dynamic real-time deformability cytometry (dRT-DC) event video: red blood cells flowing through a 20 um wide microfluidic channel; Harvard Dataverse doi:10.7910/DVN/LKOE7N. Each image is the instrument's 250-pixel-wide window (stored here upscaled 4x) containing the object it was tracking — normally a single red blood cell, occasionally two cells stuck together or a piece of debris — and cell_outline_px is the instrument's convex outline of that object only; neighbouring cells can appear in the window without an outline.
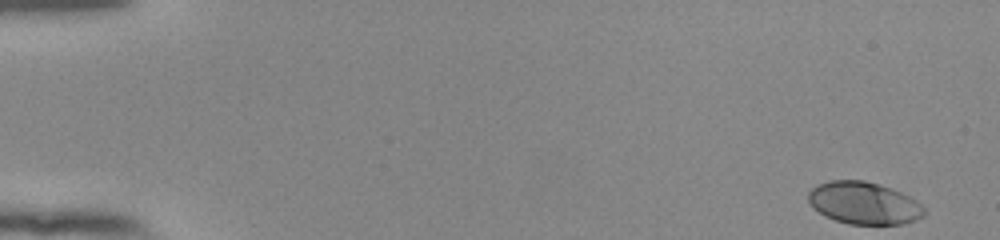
{"species": "human", "species_latin": "Homo sapiens", "temperature_condition": "room temperature", "stored_images_in_passage": 53, "camera_frame_rate_fps": 3000, "um_per_image_px": 0.085, "donor": {"sex": "female"}, "frame": {"image": 1, "passage_image": 1, "time_ms": 0.0, "image_size_px": [1000, 240], "cell_outline_px": [[928, 212], [924, 216], [916, 220], [904, 224], [848, 224], [824, 216], [812, 208], [808, 200], [808, 192], [816, 184], [828, 180], [864, 180], [880, 184], [900, 192], [908, 196], [920, 204]], "centroid_in_image_um": [73.41, 17.26], "position_along_channel_um": 11.6, "area_um2": 28.84}}
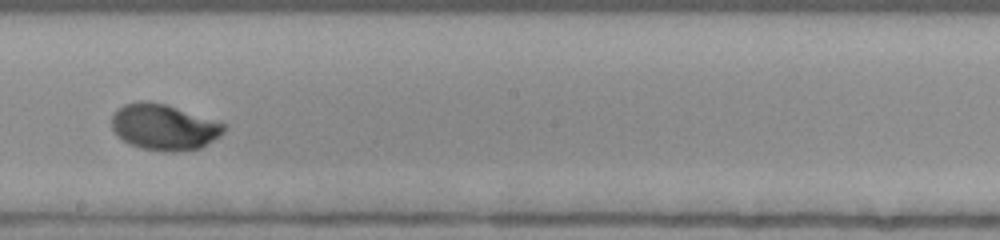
{"frame": {"image": 2, "passage_image": 31, "time_ms": 10.0, "image_size_px": [1000, 240], "cell_outline_px": [[228, 128], [220, 136], [200, 148], [172, 152], [168, 152], [144, 148], [128, 144], [116, 136], [112, 128], [112, 116], [116, 108], [124, 104], [140, 100], [148, 100], [164, 104], [228, 124]], "centroid_in_image_um": [13.93, 10.79], "position_along_channel_um": 234.3, "area_um2": 30.29}}
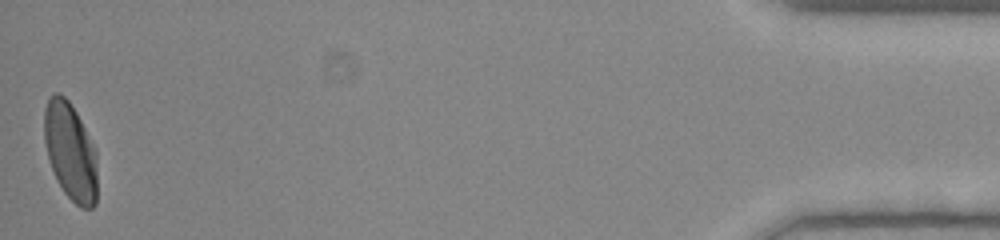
{"frame": {"image": 3, "passage_image": 53, "time_ms": 17.333, "image_size_px": [1000, 240], "cell_outline_px": [[96, 204], [92, 208], [80, 208], [64, 192], [48, 160], [44, 140], [44, 108], [48, 100], [56, 92], [60, 92], [68, 100], [76, 112], [96, 148]], "centroid_in_image_um": [5.98, 12.86], "position_along_channel_um": 429.2, "area_um2": 30.11}, "authors_computed_cell_mechanics": {"area_um2": 29.189, "velocity_mm_per_s": 3.8369, "shape_relaxation_time_tau1_ms": 2.5143, "shape_relaxation_time_tau2_ms": null, "deformation_change_tau1": 0.1441, "deformation_change_tau2": null}}